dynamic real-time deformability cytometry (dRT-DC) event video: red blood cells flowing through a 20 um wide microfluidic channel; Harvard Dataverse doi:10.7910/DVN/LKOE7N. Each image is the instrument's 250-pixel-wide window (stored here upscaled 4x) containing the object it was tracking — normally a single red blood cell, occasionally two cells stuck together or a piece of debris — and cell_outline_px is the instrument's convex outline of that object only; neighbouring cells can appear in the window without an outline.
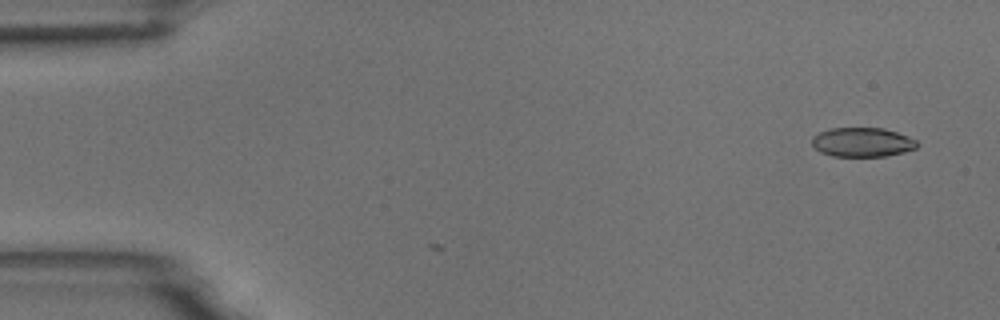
{"species": "common noctule bat (a hibernating species)", "species_latin": "Nyctalus noctula", "temperature_condition": "room temperature", "stored_images_in_passage": 4, "camera_frame_rate_fps": 3000, "um_per_image_px": 0.085, "animal": {"sex": "male", "body_mass_g": 18.8}, "frame": {"image": 1, "passage_image": 1, "time_ms": 0.0, "image_size_px": [1000, 320], "cell_outline_px": [[920, 144], [916, 148], [904, 152], [888, 156], [832, 156], [820, 152], [812, 144], [812, 136], [828, 128], [884, 128], [908, 136], [916, 140]], "centroid_in_image_um": [73.31, 12.09], "position_along_channel_um": 11.7, "area_um2": 18.03}}